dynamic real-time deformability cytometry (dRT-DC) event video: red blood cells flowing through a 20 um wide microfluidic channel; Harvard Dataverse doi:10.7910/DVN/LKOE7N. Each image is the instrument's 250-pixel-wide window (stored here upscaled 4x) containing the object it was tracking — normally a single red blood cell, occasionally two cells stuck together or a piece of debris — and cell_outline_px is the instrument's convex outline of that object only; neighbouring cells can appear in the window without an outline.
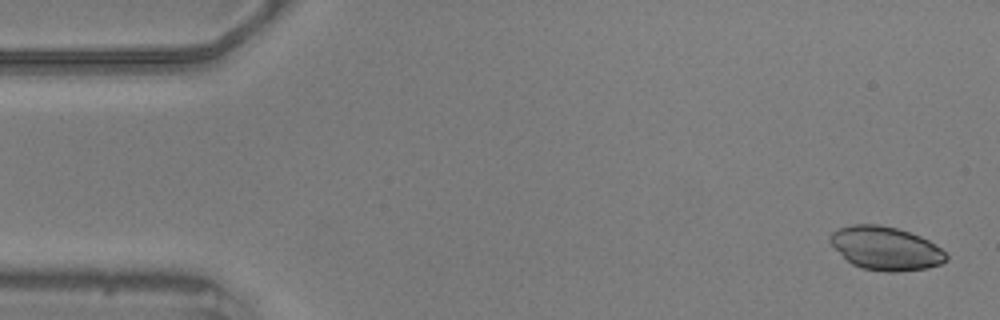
{"species": "common noctule bat (a hibernating species)", "species_latin": "Nyctalus noctula", "temperature_condition": "warm", "stored_images_in_passage": 56, "camera_frame_rate_fps": 3000, "um_per_image_px": 0.085, "animal": {"sex": "male", "body_mass_g": 20.5, "forearm_length_mm": 52.5}, "frame": {"image": 1, "passage_image": 2, "time_ms": 0.333, "image_size_px": [1000, 320], "cell_outline_px": [[948, 260], [940, 264], [928, 268], [896, 272], [888, 272], [864, 268], [852, 264], [828, 240], [832, 232], [840, 228], [852, 224], [880, 224], [896, 228], [920, 236], [928, 240], [940, 248], [948, 256]], "centroid_in_image_um": [75.3, 21.1], "position_along_channel_um": 9.7, "area_um2": 29.07}}
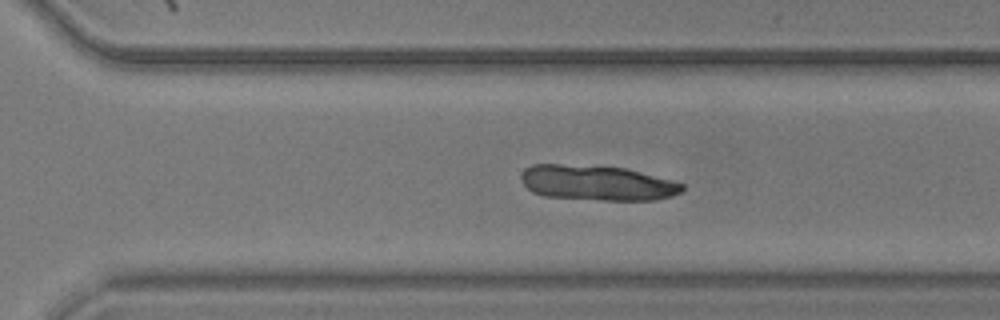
{"frame": {"image": 2, "passage_image": 38, "time_ms": 12.333, "image_size_px": [1000, 320], "cell_outline_px": [[684, 188], [680, 192], [672, 196], [656, 200], [604, 200], [544, 196], [532, 192], [520, 180], [520, 176], [524, 168], [532, 164], [560, 164], [624, 168], [672, 180], [684, 184]], "centroid_in_image_um": [50.72, 15.55], "position_along_channel_um": 319.9, "area_um2": 32.89}}
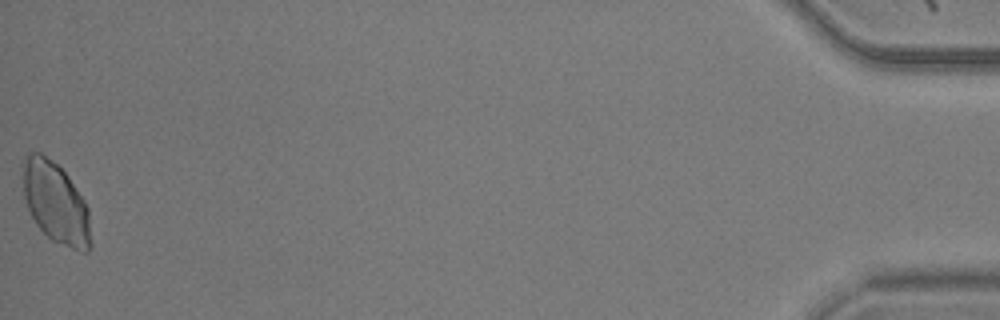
{"frame": {"image": 3, "passage_image": 56, "time_ms": 18.333, "image_size_px": [1000, 320], "cell_outline_px": [[92, 244], [88, 252], [80, 252], [52, 240], [36, 224], [28, 208], [24, 196], [20, 176], [24, 156], [28, 152], [40, 152], [56, 164], [68, 176], [84, 200], [88, 208]], "centroid_in_image_um": [4.71, 17.23], "position_along_channel_um": 430.5, "area_um2": 32.43}}